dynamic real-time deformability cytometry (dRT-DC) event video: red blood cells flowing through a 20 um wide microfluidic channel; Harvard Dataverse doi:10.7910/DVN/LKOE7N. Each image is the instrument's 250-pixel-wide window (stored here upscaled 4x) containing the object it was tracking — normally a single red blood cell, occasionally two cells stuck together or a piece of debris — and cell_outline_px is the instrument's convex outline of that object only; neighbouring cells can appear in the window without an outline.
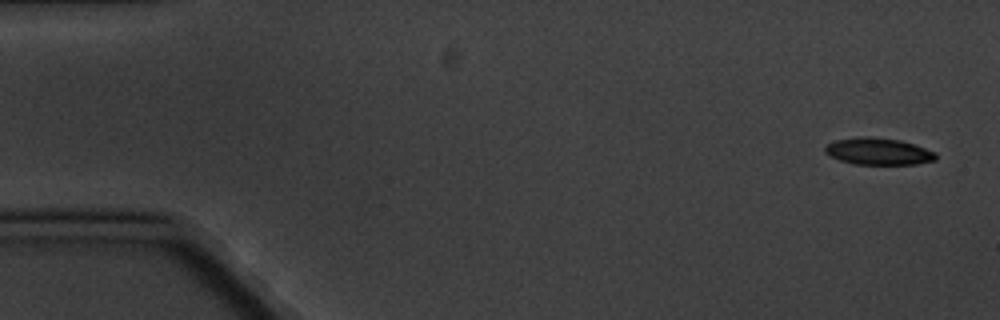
{"species": "common noctule bat (a hibernating species)", "species_latin": "Nyctalus noctula", "temperature_condition": "cold", "stored_images_in_passage": 5, "camera_frame_rate_fps": 3000, "um_per_image_px": 0.085, "animal": {"sex": "male", "body_mass_g": 20.1, "forearm_length_mm": 53.5}, "frame": {"image": 1, "passage_image": 1, "time_ms": 0.0, "image_size_px": [1000, 320], "cell_outline_px": [[936, 160], [916, 164], [852, 164], [840, 160], [824, 152], [824, 148], [828, 144], [836, 140], [868, 136], [900, 140], [936, 152]], "centroid_in_image_um": [74.67, 12.87], "position_along_channel_um": 10.3, "area_um2": 17.11}}
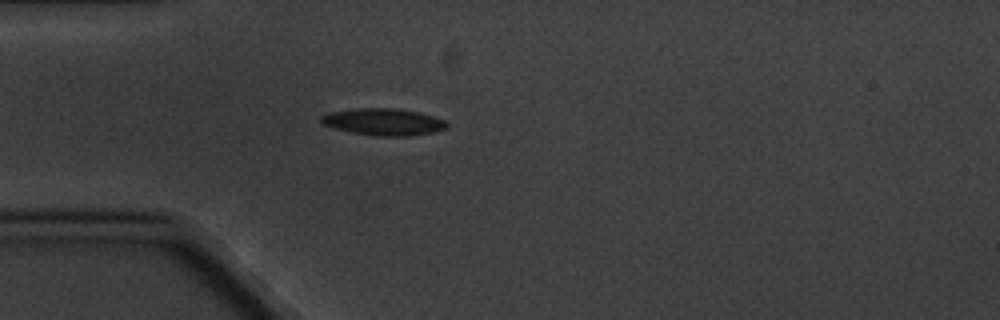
{"frame": {"image": 2, "passage_image": 5, "time_ms": 4.667, "image_size_px": [1000, 320], "cell_outline_px": [[448, 128], [436, 132], [408, 136], [380, 136], [352, 132], [332, 128], [324, 124], [320, 120], [320, 116], [328, 112], [356, 108], [396, 108], [420, 112], [444, 120], [448, 124]], "centroid_in_image_um": [32.61, 10.35], "position_along_channel_um": 52.4, "area_um2": 19.83}}